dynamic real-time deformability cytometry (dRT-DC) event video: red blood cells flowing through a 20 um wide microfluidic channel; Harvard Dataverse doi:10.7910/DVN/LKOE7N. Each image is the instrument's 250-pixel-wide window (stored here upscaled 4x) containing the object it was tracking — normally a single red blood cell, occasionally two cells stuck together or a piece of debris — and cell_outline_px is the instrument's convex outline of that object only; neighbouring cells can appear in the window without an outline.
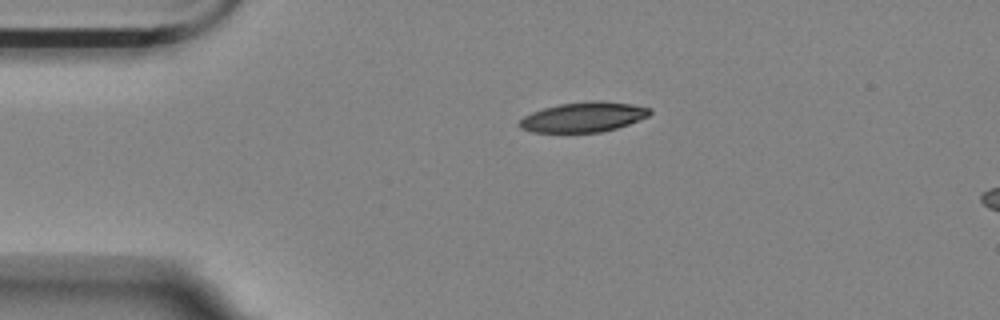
{"species": "Egyptian fruit bat (a non-hibernating species)", "species_latin": "Rousettus aegyptiacus", "temperature_condition": "room temperature", "stored_images_in_passage": 46, "camera_frame_rate_fps": 3000, "um_per_image_px": 0.085, "animal": {"sex": "female"}, "frame": {"image": 1, "passage_image": 1, "time_ms": 0.0, "image_size_px": [1000, 320], "cell_outline_px": [[652, 112], [648, 116], [628, 124], [616, 128], [600, 132], [532, 132], [520, 128], [516, 124], [524, 116], [532, 112], [544, 108], [560, 104], [592, 100], [600, 100], [632, 104], [648, 108]], "centroid_in_image_um": [49.56, 9.94], "position_along_channel_um": 35.4, "area_um2": 22.66}}
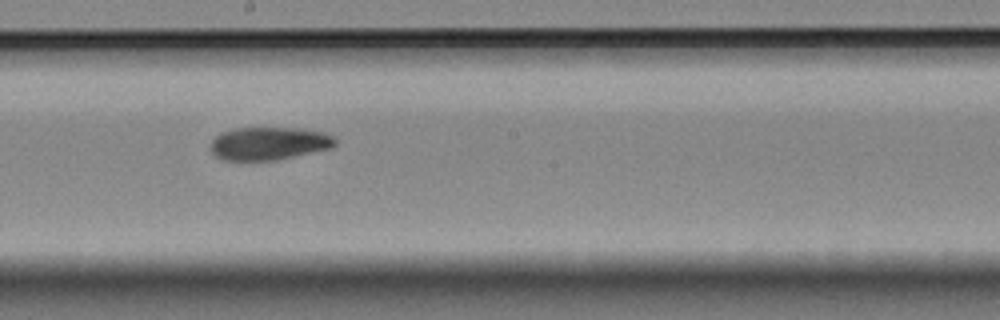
{"frame": {"image": 2, "passage_image": 20, "time_ms": 6.333, "image_size_px": [1000, 320], "cell_outline_px": [[336, 144], [332, 148], [276, 160], [224, 160], [216, 156], [212, 152], [212, 140], [216, 136], [224, 132], [236, 128], [296, 128], [324, 132], [332, 136], [336, 140]], "centroid_in_image_um": [22.89, 12.19], "position_along_channel_um": 225.3, "area_um2": 23.7}}
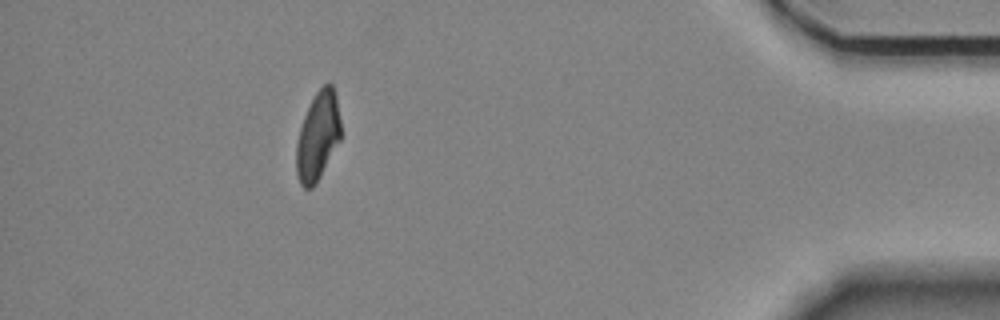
{"frame": {"image": 3, "passage_image": 40, "time_ms": 13.0, "image_size_px": [1000, 320], "cell_outline_px": [[340, 140], [316, 184], [312, 188], [304, 188], [300, 184], [296, 172], [296, 144], [300, 128], [304, 116], [316, 92], [328, 80], [332, 84], [336, 96], [340, 120]], "centroid_in_image_um": [27.01, 11.58], "position_along_channel_um": 408.2, "area_um2": 22.83}, "authors_computed_cell_mechanics": {"area_um2": 23.7558, "velocity_mm_per_s": 3.5337, "shape_relaxation_time_tau1_ms": null, "shape_relaxation_time_tau2_ms": 3.4862, "deformation_change_tau1": null, "deformation_change_tau2": 0.0961}}